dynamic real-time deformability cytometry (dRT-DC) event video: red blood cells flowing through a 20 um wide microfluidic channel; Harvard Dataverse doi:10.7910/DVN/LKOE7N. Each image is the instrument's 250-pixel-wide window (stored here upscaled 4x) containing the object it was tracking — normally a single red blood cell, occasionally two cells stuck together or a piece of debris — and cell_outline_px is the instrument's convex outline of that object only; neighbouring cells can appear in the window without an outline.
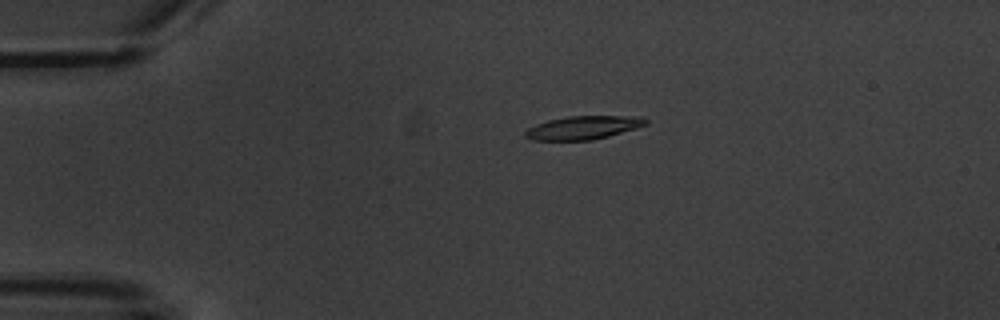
{"species": "common noctule bat (a hibernating species)", "species_latin": "Nyctalus noctula", "temperature_condition": "warm", "stored_images_in_passage": 6, "camera_frame_rate_fps": 3000, "um_per_image_px": 0.085, "animal": {"sex": "male", "body_mass_g": 20.1, "forearm_length_mm": 53.5}, "frame": {"image": 1, "passage_image": 4, "time_ms": 3.333, "image_size_px": [1000, 320], "cell_outline_px": [[648, 124], [636, 128], [608, 136], [592, 140], [532, 140], [524, 136], [524, 132], [528, 128], [536, 124], [548, 120], [568, 116], [640, 116], [648, 120]], "centroid_in_image_um": [49.57, 10.84], "position_along_channel_um": 35.4, "area_um2": 16.42}}
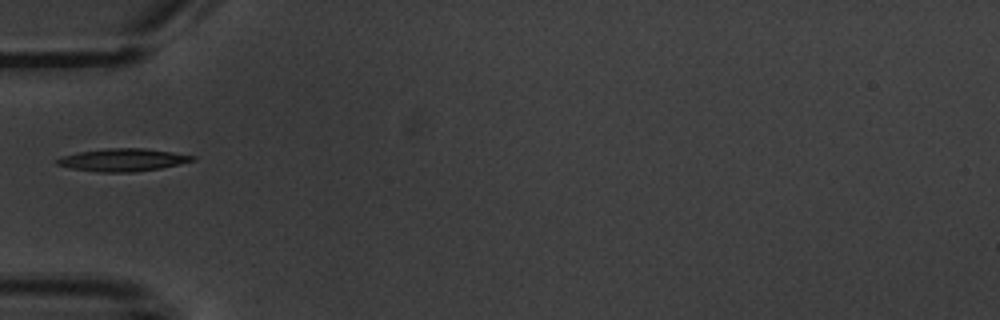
{"frame": {"image": 2, "passage_image": 6, "time_ms": 5.667, "image_size_px": [1000, 320], "cell_outline_px": [[196, 160], [160, 168], [136, 172], [96, 172], [72, 168], [56, 164], [52, 160], [60, 156], [76, 152], [108, 148], [144, 148], [172, 152], [196, 156]], "centroid_in_image_um": [10.38, 13.59], "position_along_channel_um": 74.6, "area_um2": 18.03}}